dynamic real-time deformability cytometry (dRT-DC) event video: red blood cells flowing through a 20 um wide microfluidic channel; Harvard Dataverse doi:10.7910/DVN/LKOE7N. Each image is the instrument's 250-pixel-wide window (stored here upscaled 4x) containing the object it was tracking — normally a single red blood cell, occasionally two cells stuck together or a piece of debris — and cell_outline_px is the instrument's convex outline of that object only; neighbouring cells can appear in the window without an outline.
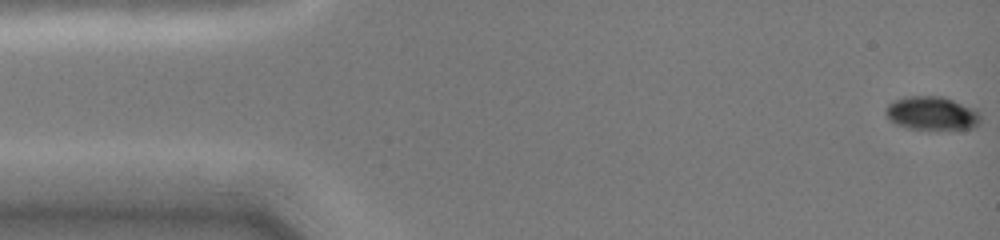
{"species": "common noctule bat (a hibernating species)", "species_latin": "Nyctalus noctula", "temperature_condition": "cold", "stored_images_in_passage": 47, "camera_frame_rate_fps": 3000, "um_per_image_px": 0.085, "animal": {"sex": "female", "body_mass_g": 19.0, "forearm_length_mm": 51.5}, "frame": {"image": 1, "passage_image": 1, "time_ms": 0.0, "image_size_px": [1000, 240], "cell_outline_px": [[980, 120], [972, 128], [936, 132], [908, 128], [896, 124], [884, 112], [888, 104], [904, 96], [944, 96], [976, 108], [980, 116]], "centroid_in_image_um": [79.24, 9.66], "position_along_channel_um": 5.8, "area_um2": 19.19}}
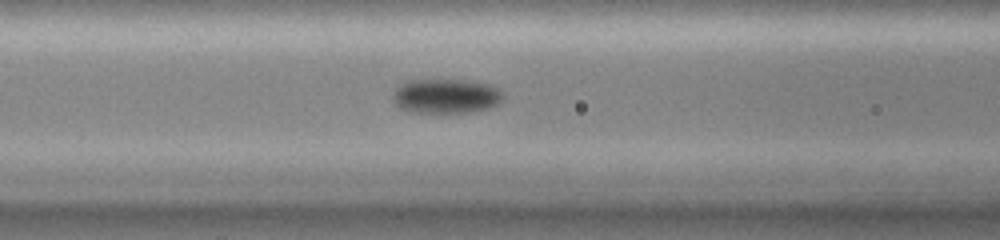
{"frame": {"image": 2, "passage_image": 19, "time_ms": 6.0, "image_size_px": [1000, 240], "cell_outline_px": [[504, 96], [496, 104], [488, 108], [468, 112], [408, 112], [400, 108], [392, 100], [392, 96], [396, 88], [400, 84], [408, 80], [464, 80], [488, 84], [500, 88]], "centroid_in_image_um": [37.88, 8.16], "position_along_channel_um": 128.7, "area_um2": 22.14}}
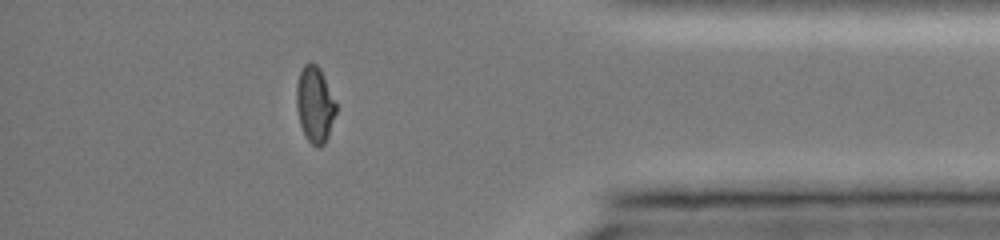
{"frame": {"image": 3, "passage_image": 41, "time_ms": 13.333, "image_size_px": [1000, 240], "cell_outline_px": [[336, 112], [328, 136], [324, 144], [312, 144], [308, 140], [300, 124], [296, 108], [296, 84], [300, 72], [304, 64], [316, 64], [320, 68], [336, 104]], "centroid_in_image_um": [26.74, 8.86], "position_along_channel_um": 408.5, "area_um2": 17.17}}